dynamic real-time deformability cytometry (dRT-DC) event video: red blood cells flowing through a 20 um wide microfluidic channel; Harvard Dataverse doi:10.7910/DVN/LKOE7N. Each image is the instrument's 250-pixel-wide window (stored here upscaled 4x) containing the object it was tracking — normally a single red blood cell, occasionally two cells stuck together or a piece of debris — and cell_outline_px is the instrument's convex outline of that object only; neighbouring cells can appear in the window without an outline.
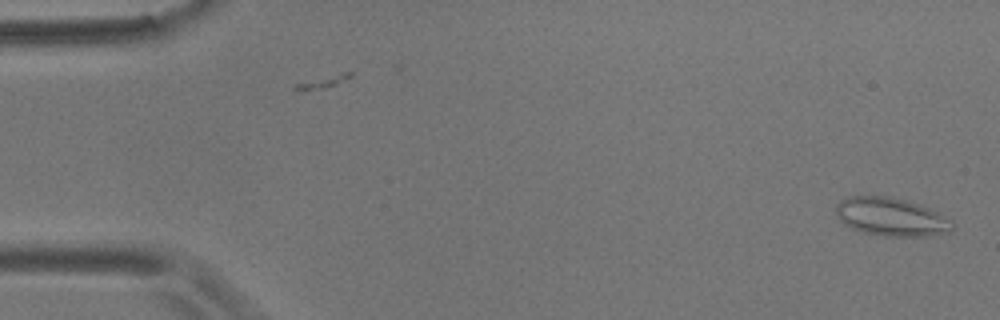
{"species": "common noctule bat (a hibernating species)", "species_latin": "Nyctalus noctula", "temperature_condition": "room temperature", "stored_images_in_passage": 54, "camera_frame_rate_fps": 3000, "um_per_image_px": 0.085, "animal": {"sex": "male", "body_mass_g": 17.9}, "frame": {"image": 1, "passage_image": 1, "time_ms": 0.0, "image_size_px": [1000, 320], "cell_outline_px": [[952, 232], [928, 236], [884, 236], [864, 232], [852, 228], [844, 224], [836, 216], [836, 204], [840, 200], [848, 196], [888, 196], [904, 200], [928, 208], [952, 220]], "centroid_in_image_um": [75.72, 18.44], "position_along_channel_um": 9.3, "area_um2": 25.84}}
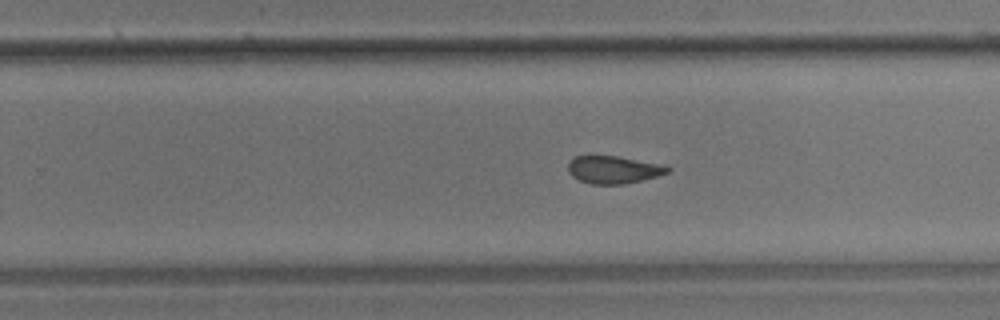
{"frame": {"image": 2, "passage_image": 34, "time_ms": 11.0, "image_size_px": [1000, 320], "cell_outline_px": [[672, 168], [668, 172], [656, 176], [624, 184], [592, 184], [580, 180], [572, 176], [568, 172], [568, 160], [572, 156], [616, 156], [664, 164]], "centroid_in_image_um": [52.13, 14.41], "position_along_channel_um": 277.7, "area_um2": 16.01}}
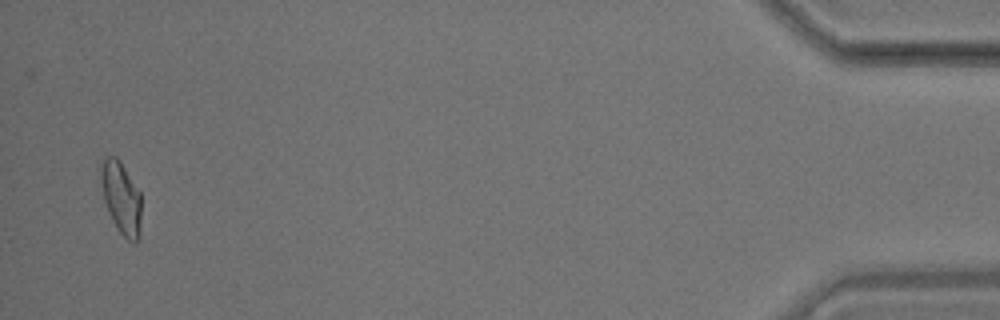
{"frame": {"image": 3, "passage_image": 53, "time_ms": 17.333, "image_size_px": [1000, 320], "cell_outline_px": [[140, 236], [136, 244], [132, 244], [120, 232], [112, 220], [108, 212], [104, 200], [100, 180], [100, 172], [104, 160], [108, 156], [116, 156], [120, 160], [140, 192]], "centroid_in_image_um": [10.31, 16.84], "position_along_channel_um": 424.9, "area_um2": 16.99}, "authors_computed_cell_mechanics": {"area_um2": 17.0221, "velocity_mm_per_s": 3.6415, "shape_relaxation_time_tau1_ms": null, "shape_relaxation_time_tau2_ms": 2.8232, "deformation_change_tau1": null, "deformation_change_tau2": 0.0971}}